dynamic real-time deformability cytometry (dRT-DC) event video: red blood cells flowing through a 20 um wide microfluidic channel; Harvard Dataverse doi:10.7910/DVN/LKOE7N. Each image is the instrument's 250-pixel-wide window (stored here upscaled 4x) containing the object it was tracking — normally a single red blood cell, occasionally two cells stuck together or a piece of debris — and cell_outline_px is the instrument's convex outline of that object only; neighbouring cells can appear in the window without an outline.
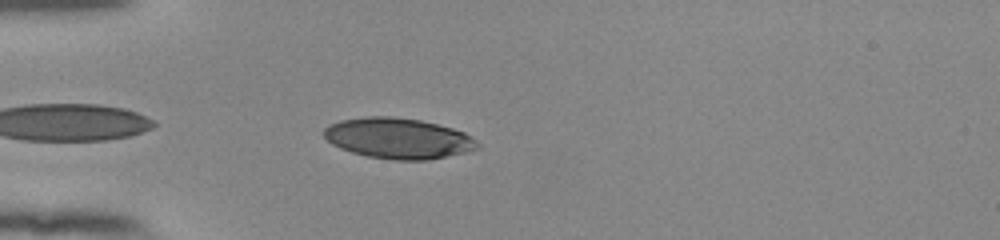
{"species": "human", "species_latin": "Homo sapiens", "temperature_condition": "room temperature", "stored_images_in_passage": 17, "camera_frame_rate_fps": 3000, "um_per_image_px": 0.085, "donor": {"sex": "female"}, "frame": {"image": 1, "passage_image": 4, "time_ms": 1.0, "image_size_px": [1000, 240], "cell_outline_px": [[480, 148], [468, 152], [428, 160], [396, 160], [368, 156], [352, 152], [340, 148], [332, 144], [324, 136], [324, 128], [328, 124], [340, 120], [368, 116], [392, 116], [420, 120], [452, 128], [464, 132], [476, 140], [480, 144]], "centroid_in_image_um": [33.86, 11.75], "position_along_channel_um": 51.1, "area_um2": 36.47}}
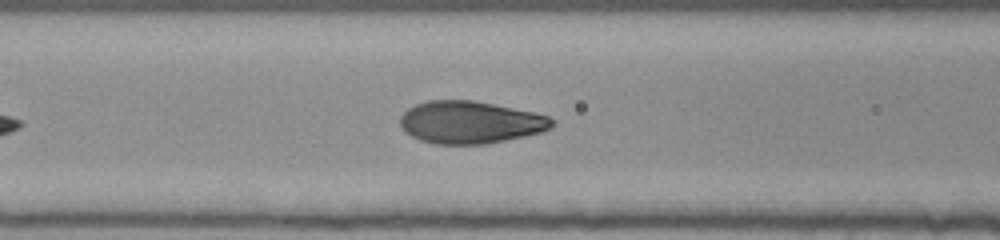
{"frame": {"image": 2, "passage_image": 11, "time_ms": 3.333, "image_size_px": [1000, 240], "cell_outline_px": [[556, 124], [552, 128], [540, 132], [524, 136], [484, 144], [436, 144], [420, 140], [404, 132], [400, 124], [400, 116], [408, 108], [416, 104], [428, 100], [472, 100], [532, 112], [548, 116]], "centroid_in_image_um": [39.94, 10.4], "position_along_channel_um": 126.7, "area_um2": 37.34}}
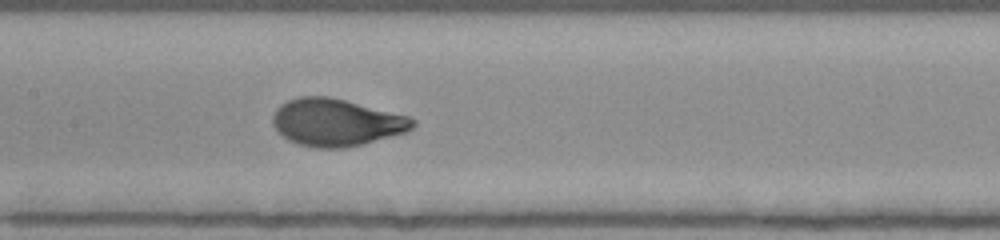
{"frame": {"image": 3, "passage_image": 15, "time_ms": 4.667, "image_size_px": [1000, 240], "cell_outline_px": [[416, 124], [408, 132], [364, 144], [344, 148], [316, 148], [300, 144], [288, 140], [272, 124], [272, 116], [276, 108], [280, 104], [288, 100], [300, 96], [328, 96], [408, 116], [416, 120]], "centroid_in_image_um": [28.59, 10.41], "position_along_channel_um": 178.8, "area_um2": 38.55}}